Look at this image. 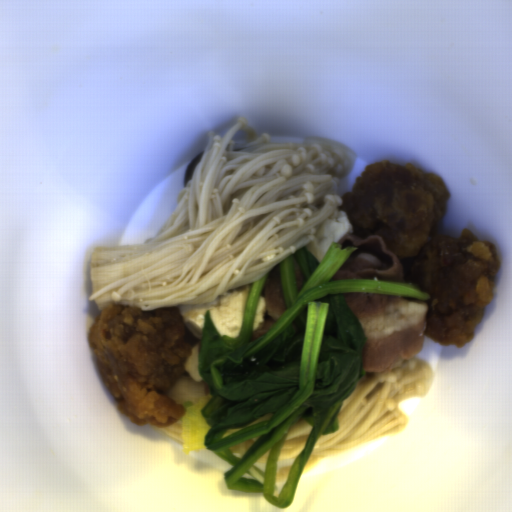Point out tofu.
Returning a JSON list of instances; mask_svg holds the SVG:
<instances>
[{"mask_svg": "<svg viewBox=\"0 0 512 512\" xmlns=\"http://www.w3.org/2000/svg\"><path fill=\"white\" fill-rule=\"evenodd\" d=\"M252 283L230 289L210 302L177 306L185 329L200 340L205 325L203 315L205 310H209L211 320L222 335L231 337L237 335L243 324Z\"/></svg>", "mask_w": 512, "mask_h": 512, "instance_id": "1", "label": "tofu"}, {"mask_svg": "<svg viewBox=\"0 0 512 512\" xmlns=\"http://www.w3.org/2000/svg\"><path fill=\"white\" fill-rule=\"evenodd\" d=\"M353 232L354 225L345 209L340 208L315 227L312 239L303 247L319 264L325 259L334 242H339Z\"/></svg>", "mask_w": 512, "mask_h": 512, "instance_id": "2", "label": "tofu"}, {"mask_svg": "<svg viewBox=\"0 0 512 512\" xmlns=\"http://www.w3.org/2000/svg\"><path fill=\"white\" fill-rule=\"evenodd\" d=\"M266 311H267L266 300L264 299V297L261 294V296L257 302L255 312H254L252 333L254 331H256L263 324L265 315H266Z\"/></svg>", "mask_w": 512, "mask_h": 512, "instance_id": "3", "label": "tofu"}]
</instances>
